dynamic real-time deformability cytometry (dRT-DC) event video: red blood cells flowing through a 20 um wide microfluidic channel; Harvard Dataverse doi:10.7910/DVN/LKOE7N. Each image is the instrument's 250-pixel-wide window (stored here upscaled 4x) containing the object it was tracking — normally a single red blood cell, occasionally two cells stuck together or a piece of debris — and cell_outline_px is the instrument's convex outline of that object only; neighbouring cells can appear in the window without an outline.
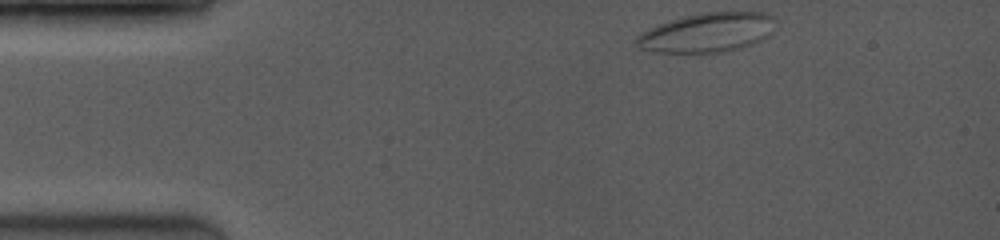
{"species": "common noctule bat (a hibernating species)", "species_latin": "Nyctalus noctula", "temperature_condition": "room temperature", "stored_images_in_passage": 52, "camera_frame_rate_fps": 3500, "um_per_image_px": 0.085, "animal": {"sex": "female", "body_mass_g": 19.0, "forearm_length_mm": 53.3}, "frame": {"image": 1, "passage_image": 1, "time_ms": 0.0, "image_size_px": [1000, 240], "cell_outline_px": [[776, 20], [772, 36], [756, 44], [724, 52], [656, 52], [636, 48], [636, 40], [640, 32], [660, 24], [672, 20], [704, 12], [764, 12], [776, 16]], "centroid_in_image_um": [60.21, 2.77], "position_along_channel_um": 24.8, "area_um2": 32.19}}
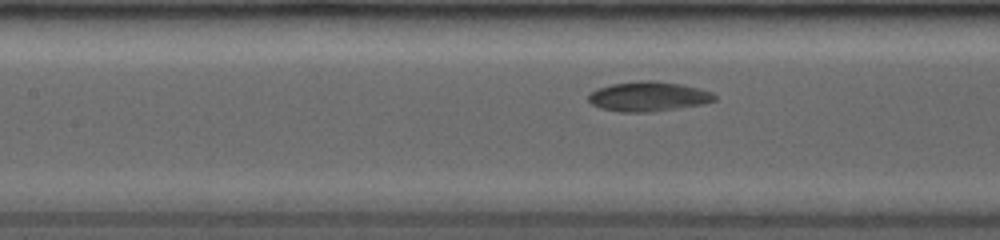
{"frame": {"image": 2, "passage_image": 21, "time_ms": 5.143, "image_size_px": [1000, 240], "cell_outline_px": [[716, 100], [704, 104], [652, 112], [620, 112], [600, 108], [592, 104], [588, 100], [588, 96], [596, 88], [612, 84], [640, 80], [656, 80], [680, 84], [712, 92], [716, 96]], "centroid_in_image_um": [55.1, 8.2], "position_along_channel_um": 152.3, "area_um2": 21.91}}
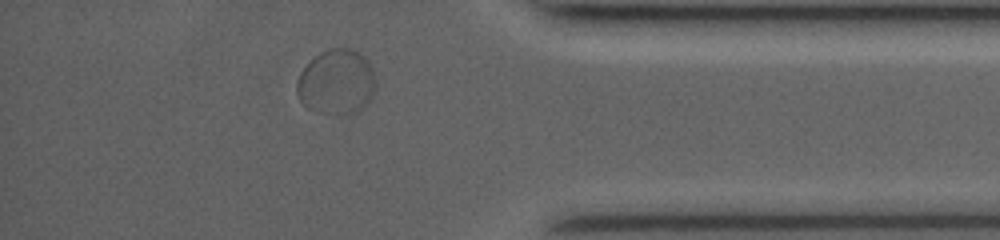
{"frame": {"image": 3, "passage_image": 47, "time_ms": 12.0, "image_size_px": [1000, 240], "cell_outline_px": [[376, 88], [372, 96], [364, 108], [352, 112], [320, 112], [308, 108], [300, 100], [296, 92], [296, 84], [300, 72], [320, 52], [328, 48], [348, 48], [364, 56], [368, 60], [372, 68], [376, 80]], "centroid_in_image_um": [28.62, 6.94], "position_along_channel_um": 406.6, "area_um2": 29.59}, "authors_computed_cell_mechanics": {"area_um2": 23.2356, "velocity_mm_per_s": 3.8463, "shape_relaxation_time_tau1_ms": 3.6431, "shape_relaxation_time_tau2_ms": null, "deformation_change_tau1": 0.1251, "deformation_change_tau2": null}}